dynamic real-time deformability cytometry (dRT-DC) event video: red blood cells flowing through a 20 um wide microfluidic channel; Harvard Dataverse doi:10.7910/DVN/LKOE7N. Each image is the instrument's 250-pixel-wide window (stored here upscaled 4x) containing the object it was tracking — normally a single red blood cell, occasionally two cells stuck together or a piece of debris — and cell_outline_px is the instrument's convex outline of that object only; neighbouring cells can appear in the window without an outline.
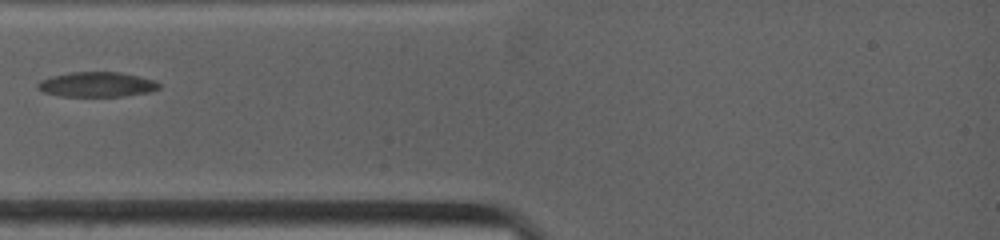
{"species": "common noctule bat (a hibernating species)", "species_latin": "Nyctalus noctula", "temperature_condition": "warm", "stored_images_in_passage": 5, "camera_frame_rate_fps": 4500, "um_per_image_px": 0.085, "animal": {"sex": "female", "body_mass_g": 19.0, "forearm_length_mm": 53.3}, "frame": {"image": 1, "passage_image": 2, "time_ms": 0.889, "image_size_px": [1000, 240], "cell_outline_px": [[160, 88], [152, 92], [124, 96], [60, 96], [44, 92], [36, 88], [36, 84], [40, 80], [52, 76], [72, 72], [120, 72], [140, 76], [156, 80], [160, 84]], "centroid_in_image_um": [8.27, 7.18], "position_along_channel_um": 76.7, "area_um2": 17.8}}
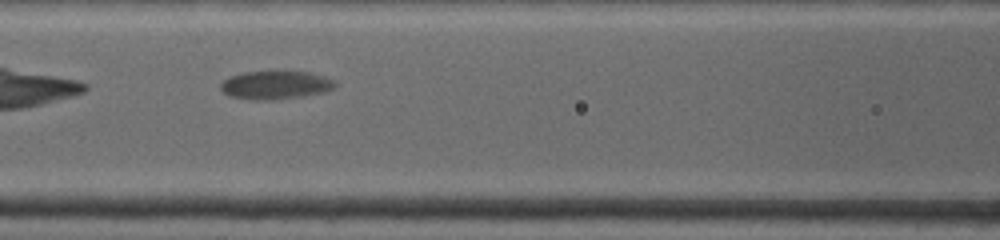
{"frame": {"image": 2, "passage_image": 4, "time_ms": 2.667, "image_size_px": [1000, 240], "cell_outline_px": [[336, 84], [328, 92], [304, 96], [272, 100], [252, 100], [228, 96], [220, 88], [220, 84], [228, 76], [244, 72], [312, 72], [324, 76], [332, 80]], "centroid_in_image_um": [23.4, 7.24], "position_along_channel_um": 143.2, "area_um2": 18.96}}
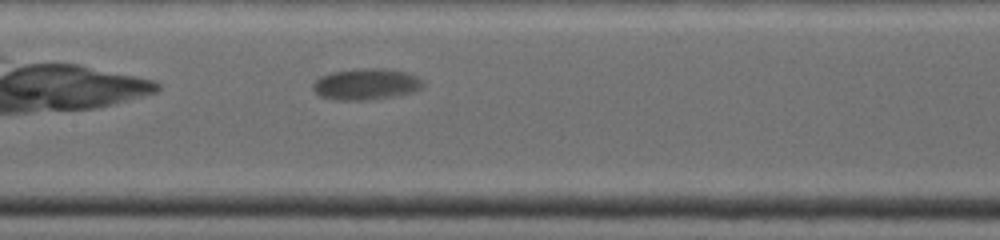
{"frame": {"image": 3, "passage_image": 5, "time_ms": 3.556, "image_size_px": [1000, 240], "cell_outline_px": [[424, 88], [416, 92], [392, 96], [364, 100], [336, 100], [320, 96], [312, 88], [312, 84], [320, 76], [332, 72], [360, 68], [380, 68], [408, 72], [424, 80]], "centroid_in_image_um": [31.16, 7.15], "position_along_channel_um": 176.2, "area_um2": 20.23}}